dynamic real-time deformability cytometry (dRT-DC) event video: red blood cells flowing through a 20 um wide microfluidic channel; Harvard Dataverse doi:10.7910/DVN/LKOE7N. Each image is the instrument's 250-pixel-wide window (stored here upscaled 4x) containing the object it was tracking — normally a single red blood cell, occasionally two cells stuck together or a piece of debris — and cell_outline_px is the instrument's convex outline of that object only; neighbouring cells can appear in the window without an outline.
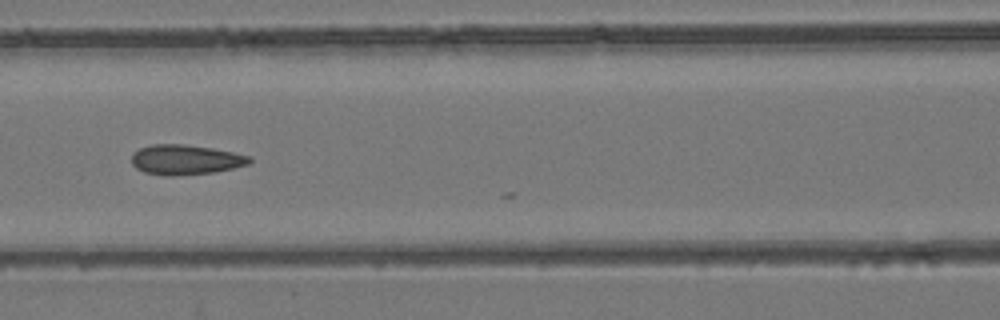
{"species": "common noctule bat (a hibernating species)", "species_latin": "Nyctalus noctula", "temperature_condition": "room temperature", "stored_images_in_passage": 10, "camera_frame_rate_fps": 3000, "um_per_image_px": 0.085, "animal": {"sex": "female", "body_mass_g": 24.6, "forearm_length_mm": 56.2}, "frame": {"image": 1, "passage_image": 7, "time_ms": 7.0, "image_size_px": [1000, 320], "cell_outline_px": [[252, 160], [248, 164], [232, 168], [212, 172], [172, 176], [164, 176], [144, 172], [136, 168], [132, 164], [132, 152], [140, 148], [152, 144], [184, 144], [212, 148], [252, 156]], "centroid_in_image_um": [15.74, 13.57], "position_along_channel_um": 150.9, "area_um2": 20.58}}
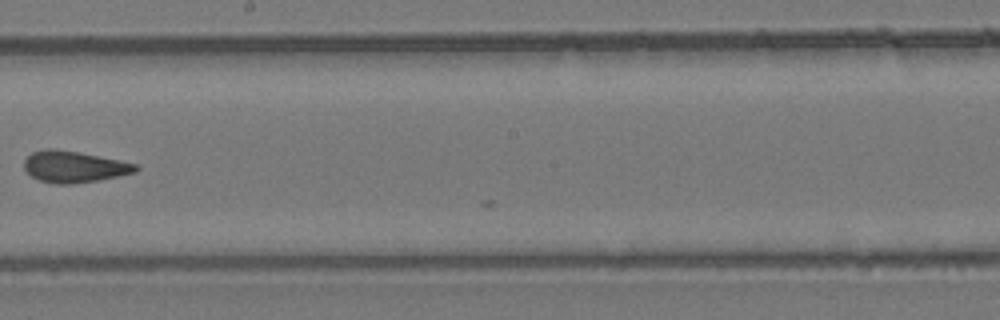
{"frame": {"image": 2, "passage_image": 9, "time_ms": 9.333, "image_size_px": [1000, 320], "cell_outline_px": [[140, 168], [136, 172], [96, 180], [72, 184], [56, 184], [40, 180], [32, 176], [24, 168], [24, 160], [32, 152], [48, 148], [52, 148], [80, 152], [136, 164]], "centroid_in_image_um": [6.27, 14.16], "position_along_channel_um": 241.9, "area_um2": 20.17}}
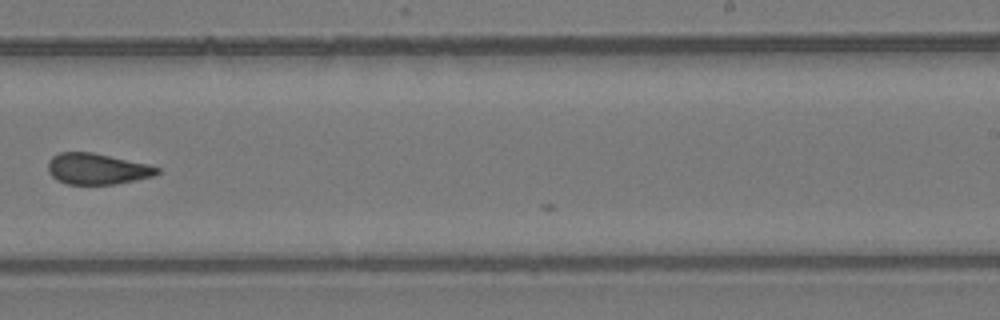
{"frame": {"image": 3, "passage_image": 10, "time_ms": 10.333, "image_size_px": [1000, 320], "cell_outline_px": [[160, 172], [152, 176], [116, 184], [68, 184], [56, 180], [48, 172], [48, 160], [52, 156], [60, 152], [92, 152], [148, 164], [160, 168]], "centroid_in_image_um": [8.22, 14.35], "position_along_channel_um": 280.8, "area_um2": 19.71}}